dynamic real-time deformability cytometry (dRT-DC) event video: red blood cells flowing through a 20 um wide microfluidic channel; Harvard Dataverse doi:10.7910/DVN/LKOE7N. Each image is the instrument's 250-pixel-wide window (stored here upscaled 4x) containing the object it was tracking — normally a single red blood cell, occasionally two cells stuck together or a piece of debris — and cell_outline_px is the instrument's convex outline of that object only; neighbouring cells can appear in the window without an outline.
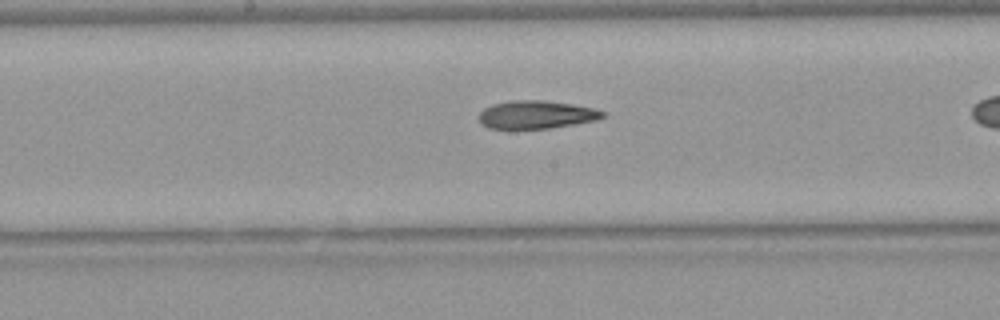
{"species": "Egyptian fruit bat (a non-hibernating species)", "species_latin": "Rousettus aegyptiacus", "temperature_condition": "warm", "stored_images_in_passage": 32, "camera_frame_rate_fps": 3000, "um_per_image_px": 0.085, "animal": {"sex": "female"}, "frame": {"image": 1, "passage_image": 19, "time_ms": 6.0, "image_size_px": [1000, 320], "cell_outline_px": [[604, 116], [600, 120], [548, 128], [512, 132], [488, 128], [480, 124], [476, 116], [484, 108], [492, 104], [512, 100], [544, 100], [572, 104], [596, 108], [604, 112]], "centroid_in_image_um": [45.5, 9.79], "position_along_channel_um": 202.7, "area_um2": 21.27}}